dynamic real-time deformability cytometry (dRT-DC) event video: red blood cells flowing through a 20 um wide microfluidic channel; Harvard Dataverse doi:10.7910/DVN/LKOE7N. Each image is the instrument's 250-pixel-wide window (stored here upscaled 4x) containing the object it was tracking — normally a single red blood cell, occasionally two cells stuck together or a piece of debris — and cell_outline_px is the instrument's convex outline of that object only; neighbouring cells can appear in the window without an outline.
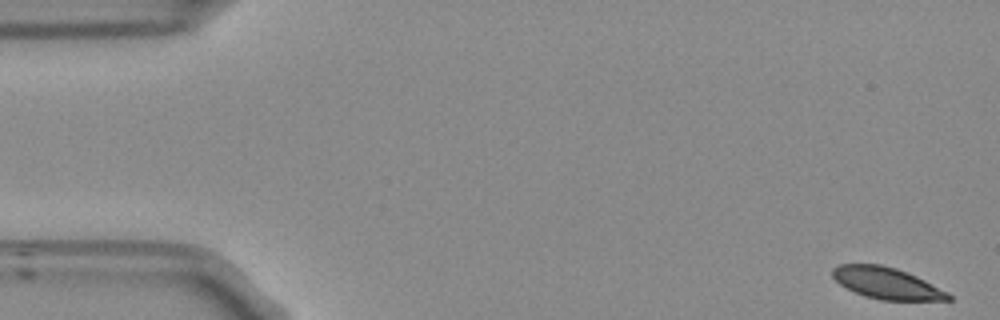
{"species": "Egyptian fruit bat (a non-hibernating species)", "species_latin": "Rousettus aegyptiacus", "temperature_condition": "room temperature", "stored_images_in_passage": 53, "camera_frame_rate_fps": 3000, "um_per_image_px": 0.085, "frame": {"image": 1, "passage_image": 1, "time_ms": 0.0, "image_size_px": [1000, 320], "cell_outline_px": [[952, 300], [880, 300], [864, 296], [840, 284], [832, 276], [832, 268], [840, 264], [880, 264], [896, 268], [908, 272], [948, 292], [952, 296]], "centroid_in_image_um": [75.37, 24.07], "position_along_channel_um": 9.6, "area_um2": 21.15}}
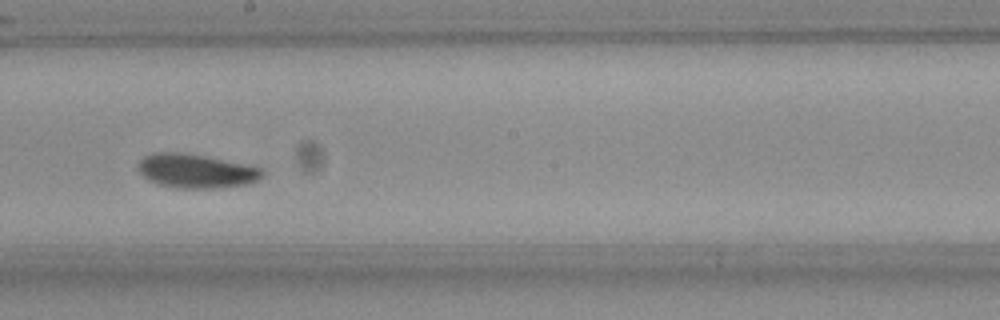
{"frame": {"image": 2, "passage_image": 29, "time_ms": 9.333, "image_size_px": [1000, 320], "cell_outline_px": [[264, 176], [248, 184], [220, 188], [180, 188], [156, 184], [148, 180], [136, 168], [136, 164], [144, 156], [156, 152], [176, 152], [204, 156], [260, 168], [264, 172]], "centroid_in_image_um": [16.61, 14.55], "position_along_channel_um": 231.6, "area_um2": 24.45}}
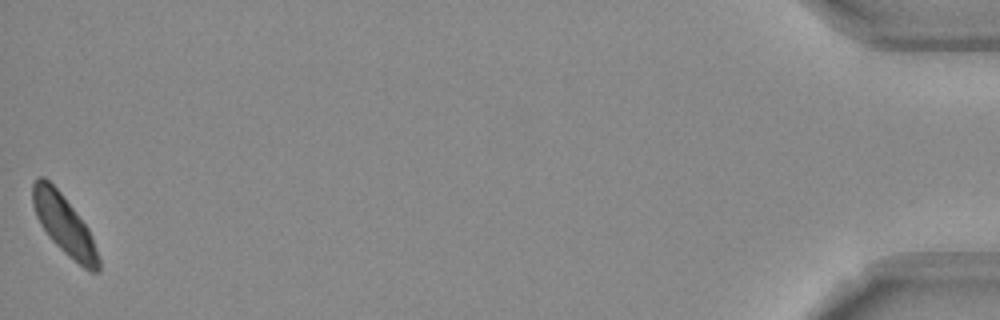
{"frame": {"image": 3, "passage_image": 53, "time_ms": 17.333, "image_size_px": [1000, 320], "cell_outline_px": [[100, 272], [88, 272], [68, 256], [48, 236], [40, 224], [36, 216], [32, 204], [32, 184], [36, 176], [44, 176], [60, 192], [88, 228], [92, 236], [100, 260]], "centroid_in_image_um": [5.45, 19.12], "position_along_channel_um": 429.8, "area_um2": 22.83}, "authors_computed_cell_mechanics": {"area_um2": 23.409, "velocity_mm_per_s": 3.745, "shape_relaxation_time_tau1_ms": 8.0911, "shape_relaxation_time_tau2_ms": 4.0341, "deformation_change_tau1": 0.1719, "deformation_change_tau2": 0.0749}}